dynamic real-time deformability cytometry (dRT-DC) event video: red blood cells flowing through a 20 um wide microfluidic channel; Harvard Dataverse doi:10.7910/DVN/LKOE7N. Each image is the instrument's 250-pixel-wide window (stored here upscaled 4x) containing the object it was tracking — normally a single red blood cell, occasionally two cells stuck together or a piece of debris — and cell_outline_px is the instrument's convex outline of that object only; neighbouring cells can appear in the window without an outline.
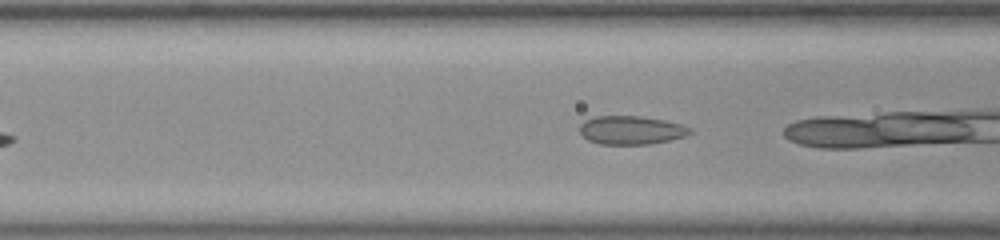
{"species": "common noctule bat (a hibernating species)", "species_latin": "Nyctalus noctula", "temperature_condition": "room temperature", "stored_images_in_passage": 13, "camera_frame_rate_fps": 3000, "um_per_image_px": 0.085, "animal": {"sex": "female", "body_mass_g": 23.0, "forearm_length_mm": 53.4}, "frame": {"image": 1, "passage_image": 4, "time_ms": 1.0, "image_size_px": [1000, 240], "cell_outline_px": [[692, 132], [684, 136], [668, 140], [648, 144], [600, 144], [588, 140], [580, 132], [580, 124], [584, 120], [596, 116], [640, 116], [664, 120], [680, 124], [692, 128]], "centroid_in_image_um": [53.63, 11.05], "position_along_channel_um": 113.0, "area_um2": 18.21}}
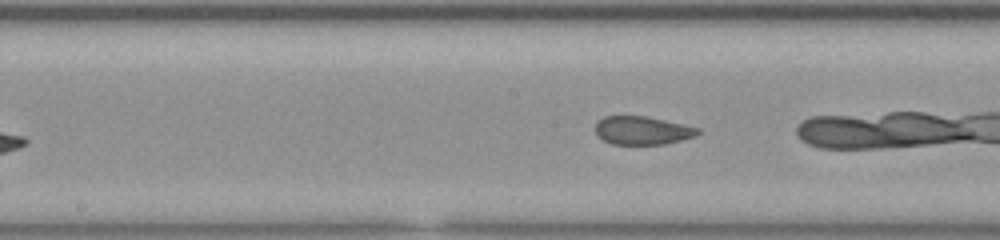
{"frame": {"image": 2, "passage_image": 10, "time_ms": 3.0, "image_size_px": [1000, 240], "cell_outline_px": [[700, 132], [696, 136], [664, 144], [612, 144], [596, 136], [596, 124], [604, 116], [644, 116], [664, 120], [700, 128]], "centroid_in_image_um": [54.59, 11.09], "position_along_channel_um": 193.6, "area_um2": 16.76}}